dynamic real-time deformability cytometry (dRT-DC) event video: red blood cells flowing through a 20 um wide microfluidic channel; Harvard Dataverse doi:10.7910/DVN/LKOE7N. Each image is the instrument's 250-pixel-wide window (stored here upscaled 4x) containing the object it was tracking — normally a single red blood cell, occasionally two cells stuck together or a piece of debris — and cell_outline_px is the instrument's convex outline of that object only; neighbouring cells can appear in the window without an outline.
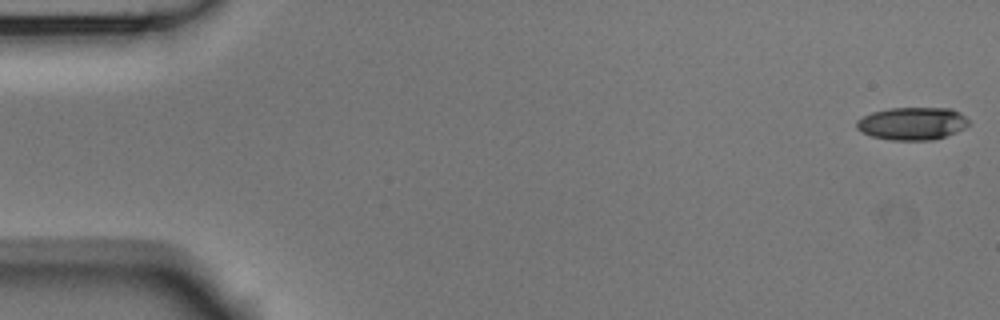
{"species": "Egyptian fruit bat (a non-hibernating species)", "species_latin": "Rousettus aegyptiacus", "temperature_condition": "room temperature", "stored_images_in_passage": 5, "segment_of_instrument_passage": [1, 2], "camera_frame_rate_fps": 3000, "um_per_image_px": 0.085, "animal": {"sex": "male"}, "frame": {"image": 1, "passage_image": 1, "time_ms": 0.0, "image_size_px": [1000, 320], "cell_outline_px": [[968, 124], [964, 128], [956, 132], [932, 140], [892, 140], [872, 136], [860, 132], [856, 128], [856, 120], [872, 112], [888, 108], [952, 108], [960, 112], [968, 120]], "centroid_in_image_um": [77.52, 10.49], "position_along_channel_um": 7.5, "area_um2": 21.39}}